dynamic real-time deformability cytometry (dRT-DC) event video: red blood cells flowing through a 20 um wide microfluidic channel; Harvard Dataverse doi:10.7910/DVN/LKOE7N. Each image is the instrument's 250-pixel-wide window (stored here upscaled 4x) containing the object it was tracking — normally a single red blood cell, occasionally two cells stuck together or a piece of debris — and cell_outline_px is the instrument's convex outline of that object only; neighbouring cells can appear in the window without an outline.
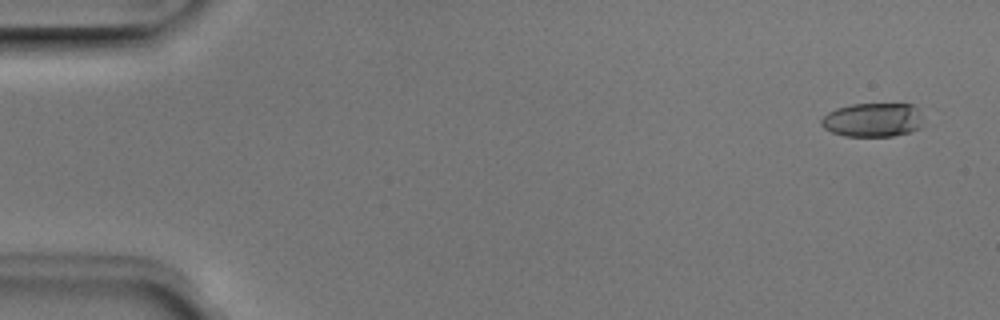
{"species": "Egyptian fruit bat (a non-hibernating species)", "species_latin": "Rousettus aegyptiacus", "temperature_condition": "room temperature", "stored_images_in_passage": 5, "camera_frame_rate_fps": 3000, "um_per_image_px": 0.085, "animal": {"sex": "male"}, "frame": {"image": 1, "passage_image": 1, "time_ms": 0.0, "image_size_px": [1000, 320], "cell_outline_px": [[920, 128], [908, 132], [892, 136], [844, 136], [832, 132], [824, 128], [820, 124], [820, 120], [828, 112], [836, 108], [852, 104], [912, 104], [916, 108], [920, 116]], "centroid_in_image_um": [74.13, 10.19], "position_along_channel_um": 10.9, "area_um2": 20.0}}
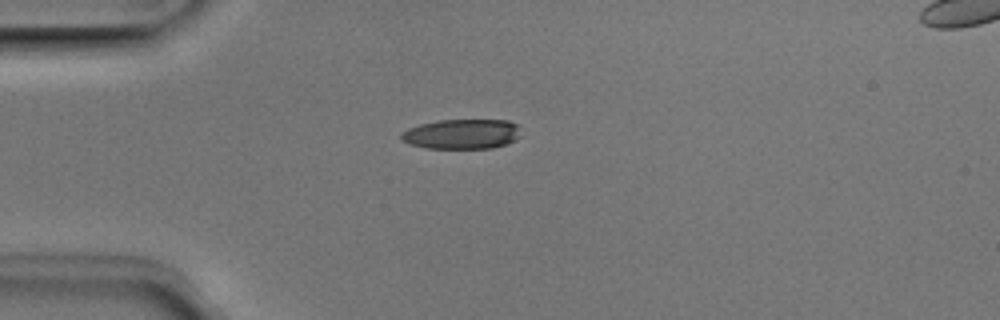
{"frame": {"image": 2, "passage_image": 4, "time_ms": 1.0, "image_size_px": [1000, 320], "cell_outline_px": [[520, 136], [516, 140], [492, 148], [428, 148], [412, 144], [400, 140], [400, 132], [408, 128], [420, 124], [436, 120], [508, 120], [516, 124]], "centroid_in_image_um": [39.22, 11.38], "position_along_channel_um": 45.8, "area_um2": 20.81}}